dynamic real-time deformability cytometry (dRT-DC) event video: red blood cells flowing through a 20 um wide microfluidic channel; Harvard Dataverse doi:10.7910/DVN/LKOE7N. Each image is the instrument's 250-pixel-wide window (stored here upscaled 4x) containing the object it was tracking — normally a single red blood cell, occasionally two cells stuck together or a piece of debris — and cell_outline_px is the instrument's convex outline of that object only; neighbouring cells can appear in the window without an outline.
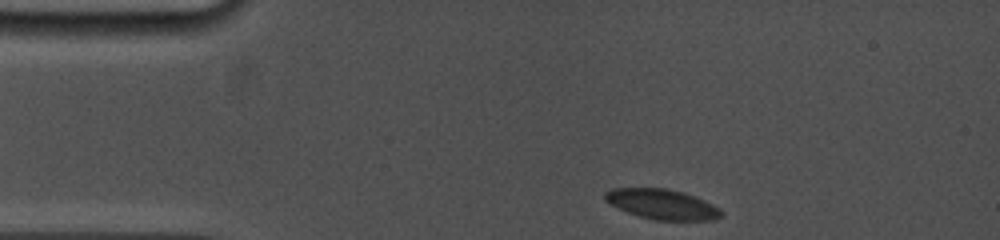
{"species": "common noctule bat (a hibernating species)", "species_latin": "Nyctalus noctula", "temperature_condition": "cold", "stored_images_in_passage": 61, "camera_frame_rate_fps": 5000, "um_per_image_px": 0.085, "animal": {"sex": "female", "body_mass_g": 19.0, "forearm_length_mm": 53.3}, "frame": {"image": 1, "passage_image": 1, "time_ms": 0.0, "image_size_px": [1000, 240], "cell_outline_px": [[724, 216], [712, 220], [652, 220], [628, 212], [604, 200], [604, 192], [612, 188], [668, 188], [684, 192], [704, 200], [720, 208], [724, 212]], "centroid_in_image_um": [56.32, 17.36], "position_along_channel_um": 28.7, "area_um2": 20.46}}
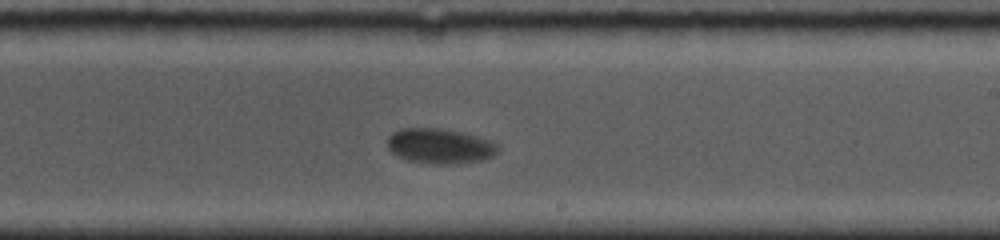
{"frame": {"image": 2, "passage_image": 35, "time_ms": 7.6, "image_size_px": [1000, 240], "cell_outline_px": [[500, 148], [492, 156], [480, 160], [460, 164], [432, 164], [408, 160], [392, 152], [388, 148], [388, 136], [392, 132], [400, 128], [440, 128], [464, 132], [492, 140]], "centroid_in_image_um": [37.4, 12.4], "position_along_channel_um": 251.6, "area_um2": 22.77}}
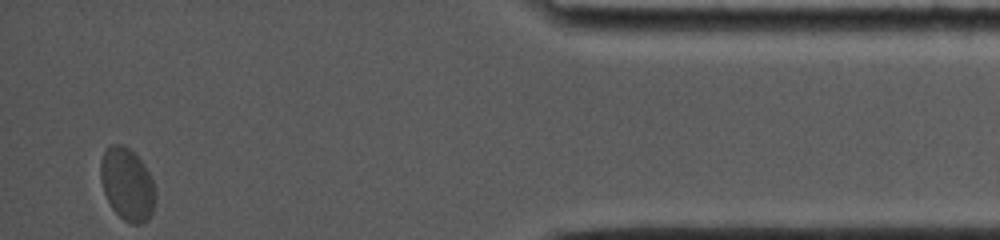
{"frame": {"image": 3, "passage_image": 60, "time_ms": 13.6, "image_size_px": [1000, 240], "cell_outline_px": [[156, 200], [152, 212], [148, 220], [140, 224], [132, 224], [124, 220], [112, 208], [104, 192], [100, 180], [100, 160], [104, 152], [112, 144], [124, 144], [144, 164], [152, 180], [156, 196]], "centroid_in_image_um": [10.81, 15.67], "position_along_channel_um": 424.4, "area_um2": 23.12}, "authors_computed_cell_mechanics": {"area_um2": 22.4264, "velocity_mm_per_s": 3.6102, "shape_relaxation_time_tau1_ms": 2.1349, "shape_relaxation_time_tau2_ms": null, "deformation_change_tau1": 0.0681, "deformation_change_tau2": null}}